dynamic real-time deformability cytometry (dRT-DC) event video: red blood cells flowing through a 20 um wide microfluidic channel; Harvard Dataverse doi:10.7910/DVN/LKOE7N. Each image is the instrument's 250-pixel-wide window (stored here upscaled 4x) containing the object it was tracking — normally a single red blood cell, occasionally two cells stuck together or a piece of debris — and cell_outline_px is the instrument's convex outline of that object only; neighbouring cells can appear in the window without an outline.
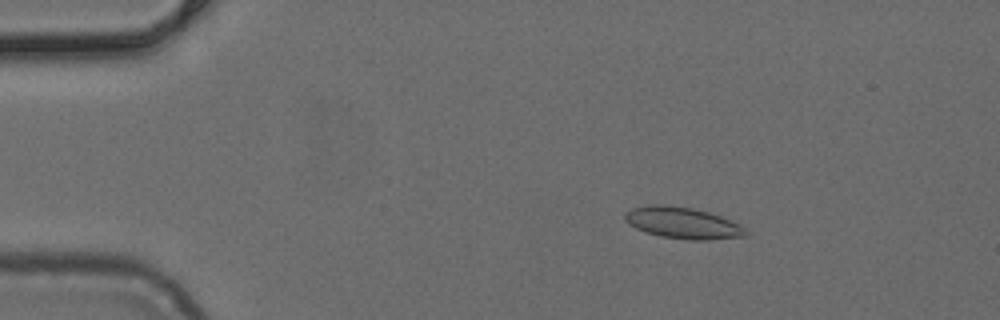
{"species": "common noctule bat (a hibernating species)", "species_latin": "Nyctalus noctula", "temperature_condition": "cold", "stored_images_in_passage": 51, "camera_frame_rate_fps": 3000, "um_per_image_px": 0.085, "animal": {"sex": "female", "body_mass_g": 24.6, "forearm_length_mm": 56.2}, "frame": {"image": 1, "passage_image": 9, "time_ms": 2.667, "image_size_px": [1000, 320], "cell_outline_px": [[748, 236], [708, 240], [688, 240], [660, 236], [636, 228], [628, 224], [624, 220], [624, 212], [632, 208], [652, 204], [664, 204], [692, 208], [708, 212], [720, 216], [740, 224], [748, 232]], "centroid_in_image_um": [58.02, 18.95], "position_along_channel_um": 27.0, "area_um2": 22.25}}
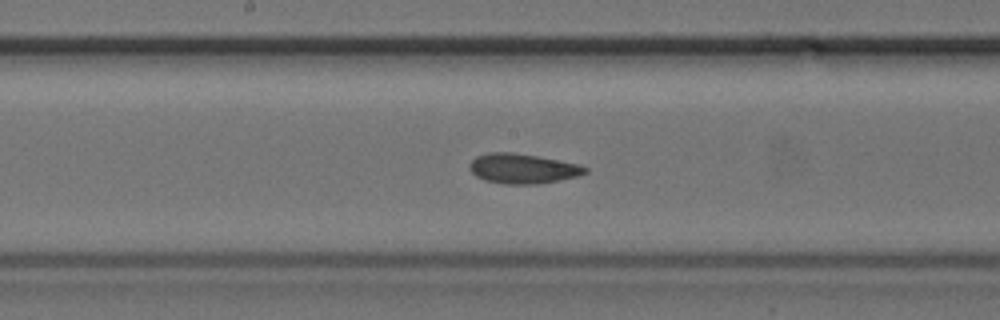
{"frame": {"image": 2, "passage_image": 27, "time_ms": 8.667, "image_size_px": [1000, 320], "cell_outline_px": [[588, 172], [576, 176], [540, 184], [504, 184], [484, 180], [476, 176], [468, 168], [468, 164], [476, 156], [488, 152], [512, 152], [536, 156], [576, 164], [588, 168]], "centroid_in_image_um": [44.36, 14.33], "position_along_channel_um": 203.8, "area_um2": 20.0}}
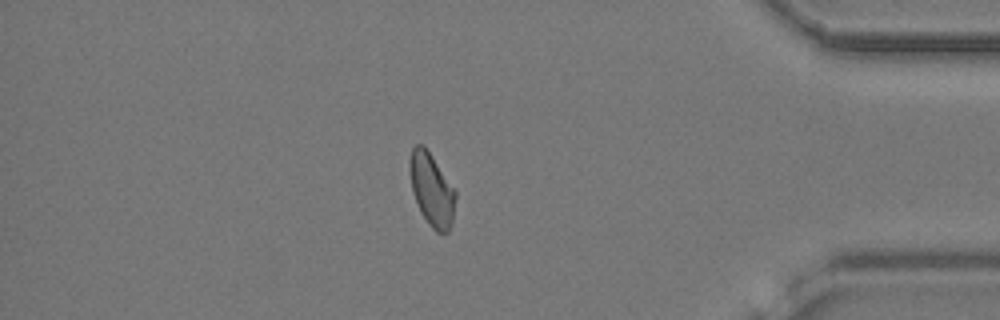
{"frame": {"image": 3, "passage_image": 44, "time_ms": 14.333, "image_size_px": [1000, 320], "cell_outline_px": [[456, 196], [452, 224], [448, 232], [436, 232], [428, 224], [420, 212], [412, 192], [408, 168], [408, 164], [412, 148], [416, 144], [424, 144], [456, 192]], "centroid_in_image_um": [36.67, 16.12], "position_along_channel_um": 398.5, "area_um2": 19.54}}